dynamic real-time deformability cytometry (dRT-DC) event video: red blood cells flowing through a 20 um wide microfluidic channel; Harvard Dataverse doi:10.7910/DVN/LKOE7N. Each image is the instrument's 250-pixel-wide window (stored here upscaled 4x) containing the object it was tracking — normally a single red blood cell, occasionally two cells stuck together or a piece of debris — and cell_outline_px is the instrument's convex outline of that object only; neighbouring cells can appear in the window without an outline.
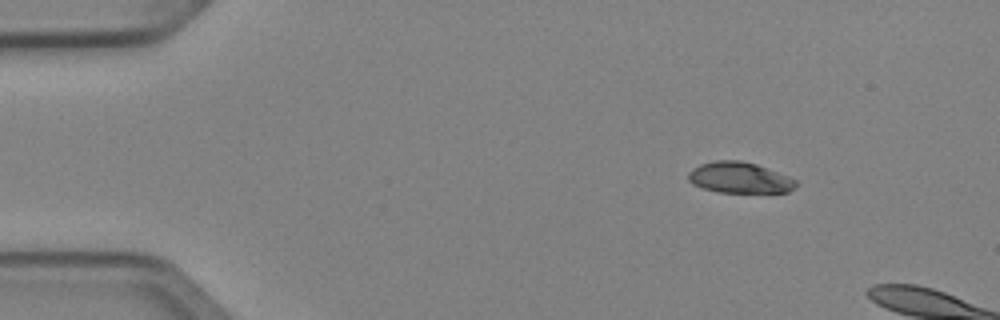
{"species": "Egyptian fruit bat (a non-hibernating species)", "species_latin": "Rousettus aegyptiacus", "temperature_condition": "cold", "stored_images_in_passage": 5, "camera_frame_rate_fps": 3000, "um_per_image_px": 0.085, "animal": {"sex": "female"}, "frame": {"image": 1, "passage_image": 1, "time_ms": 0.0, "image_size_px": [1000, 320], "cell_outline_px": [[796, 188], [788, 192], [720, 192], [700, 188], [692, 184], [688, 180], [688, 172], [692, 168], [700, 164], [716, 160], [740, 160], [756, 164], [788, 176], [796, 180]], "centroid_in_image_um": [62.83, 15.1], "position_along_channel_um": 22.2, "area_um2": 19.48}}